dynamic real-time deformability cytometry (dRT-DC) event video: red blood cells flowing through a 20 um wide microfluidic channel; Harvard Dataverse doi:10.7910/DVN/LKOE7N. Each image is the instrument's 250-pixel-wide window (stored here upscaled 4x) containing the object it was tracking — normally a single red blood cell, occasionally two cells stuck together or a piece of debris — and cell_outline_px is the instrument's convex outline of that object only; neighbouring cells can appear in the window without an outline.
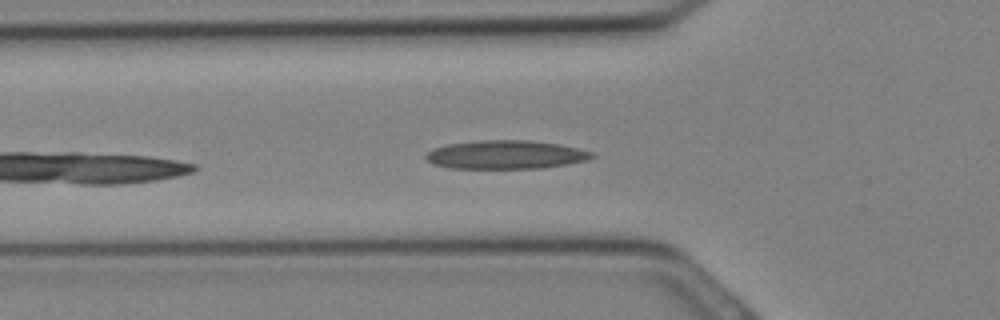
{"species": "Egyptian fruit bat (a non-hibernating species)", "species_latin": "Rousettus aegyptiacus", "temperature_condition": "cold", "stored_images_in_passage": 15, "camera_frame_rate_fps": 3000, "um_per_image_px": 0.085, "animal": {"sex": "female"}, "frame": {"image": 1, "passage_image": 3, "time_ms": 0.667, "image_size_px": [1000, 320], "cell_outline_px": [[596, 156], [588, 160], [568, 164], [540, 168], [448, 168], [432, 164], [424, 156], [432, 148], [448, 144], [480, 140], [528, 140], [560, 144], [592, 152]], "centroid_in_image_um": [42.98, 13.15], "position_along_channel_um": 82.8, "area_um2": 27.69}}
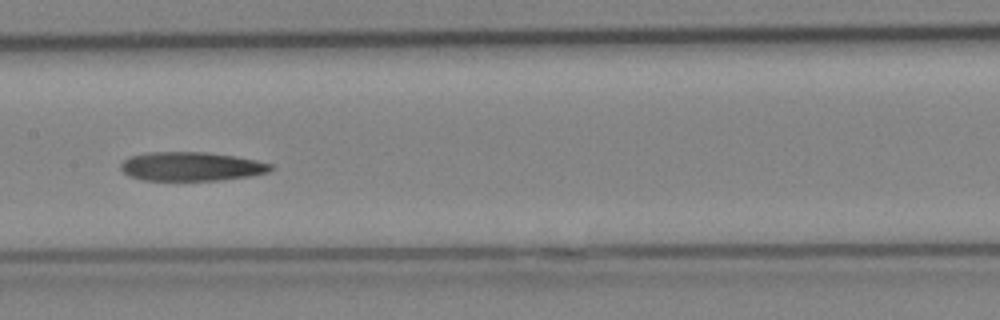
{"frame": {"image": 2, "passage_image": 8, "time_ms": 2.333, "image_size_px": [1000, 320], "cell_outline_px": [[272, 168], [268, 172], [248, 176], [220, 180], [144, 180], [128, 176], [120, 168], [120, 164], [128, 156], [148, 152], [208, 152], [236, 156], [256, 160], [272, 164]], "centroid_in_image_um": [16.22, 14.14], "position_along_channel_um": 191.2, "area_um2": 25.32}}
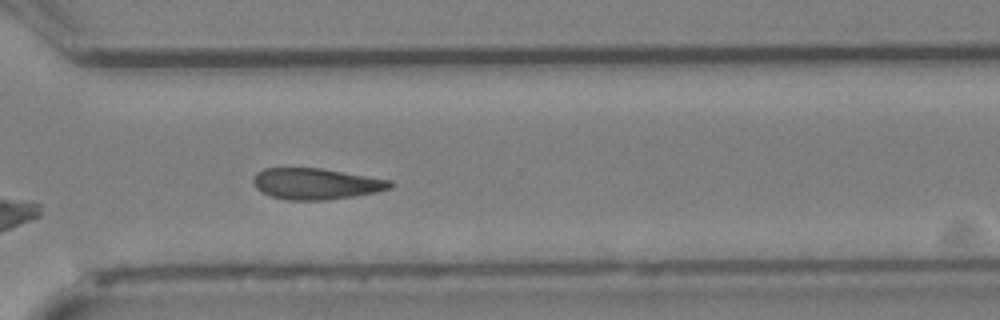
{"frame": {"image": 3, "passage_image": 15, "time_ms": 4.667, "image_size_px": [1000, 320], "cell_outline_px": [[396, 184], [392, 188], [376, 192], [328, 200], [288, 200], [272, 196], [256, 188], [252, 180], [256, 172], [264, 168], [320, 168], [392, 180]], "centroid_in_image_um": [26.89, 15.62], "position_along_channel_um": 343.7, "area_um2": 24.85}}